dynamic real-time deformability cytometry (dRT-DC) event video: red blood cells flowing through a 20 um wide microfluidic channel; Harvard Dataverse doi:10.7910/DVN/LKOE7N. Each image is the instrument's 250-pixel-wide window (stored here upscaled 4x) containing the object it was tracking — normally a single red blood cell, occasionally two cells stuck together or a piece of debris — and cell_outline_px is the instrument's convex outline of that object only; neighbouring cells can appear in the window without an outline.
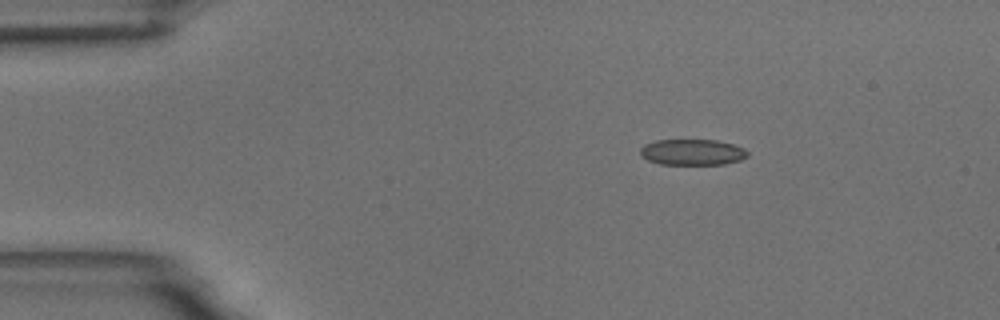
{"species": "common noctule bat (a hibernating species)", "species_latin": "Nyctalus noctula", "temperature_condition": "room temperature", "stored_images_in_passage": 47, "camera_frame_rate_fps": 3000, "um_per_image_px": 0.085, "animal": {"sex": "male", "body_mass_g": 18.8}, "frame": {"image": 1, "passage_image": 1, "time_ms": 0.0, "image_size_px": [1000, 320], "cell_outline_px": [[748, 156], [740, 160], [724, 164], [660, 164], [648, 160], [640, 156], [640, 148], [644, 144], [656, 140], [716, 140], [732, 144], [744, 148], [748, 152]], "centroid_in_image_um": [58.83, 12.93], "position_along_channel_um": 26.2, "area_um2": 16.24}}
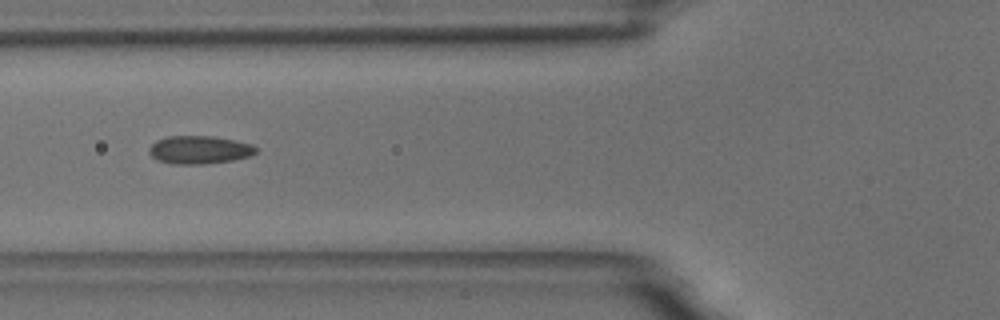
{"frame": {"image": 2, "passage_image": 13, "time_ms": 4.0, "image_size_px": [1000, 320], "cell_outline_px": [[256, 152], [252, 156], [232, 160], [204, 164], [172, 164], [156, 160], [148, 152], [148, 148], [156, 140], [168, 136], [212, 136], [236, 140], [252, 144], [256, 148]], "centroid_in_image_um": [16.93, 12.73], "position_along_channel_um": 108.9, "area_um2": 17.63}}
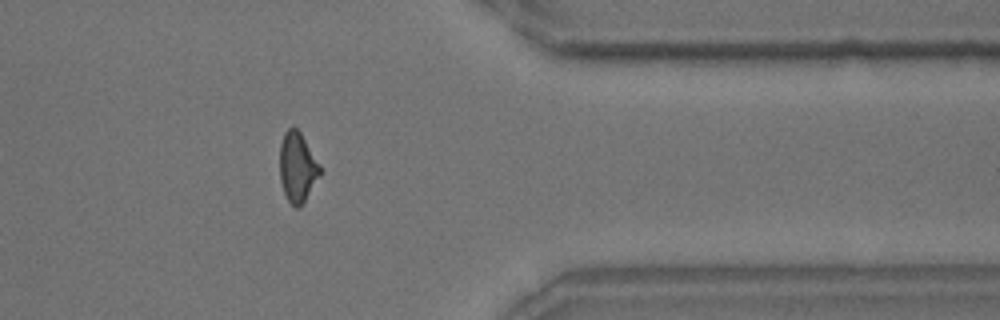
{"frame": {"image": 3, "passage_image": 37, "time_ms": 12.0, "image_size_px": [1000, 320], "cell_outline_px": [[320, 176], [300, 208], [296, 208], [288, 200], [284, 192], [280, 180], [280, 144], [284, 132], [288, 128], [296, 128], [300, 132], [320, 164]], "centroid_in_image_um": [25.28, 14.22], "position_along_channel_um": 386.1, "area_um2": 16.3}, "authors_computed_cell_mechanics": {"area_um2": 16.473, "velocity_mm_per_s": 3.6448, "shape_relaxation_time_tau1_ms": 3.8416, "shape_relaxation_time_tau2_ms": 1.3084, "deformation_change_tau1": 0.1184, "deformation_change_tau2": 0.078}}